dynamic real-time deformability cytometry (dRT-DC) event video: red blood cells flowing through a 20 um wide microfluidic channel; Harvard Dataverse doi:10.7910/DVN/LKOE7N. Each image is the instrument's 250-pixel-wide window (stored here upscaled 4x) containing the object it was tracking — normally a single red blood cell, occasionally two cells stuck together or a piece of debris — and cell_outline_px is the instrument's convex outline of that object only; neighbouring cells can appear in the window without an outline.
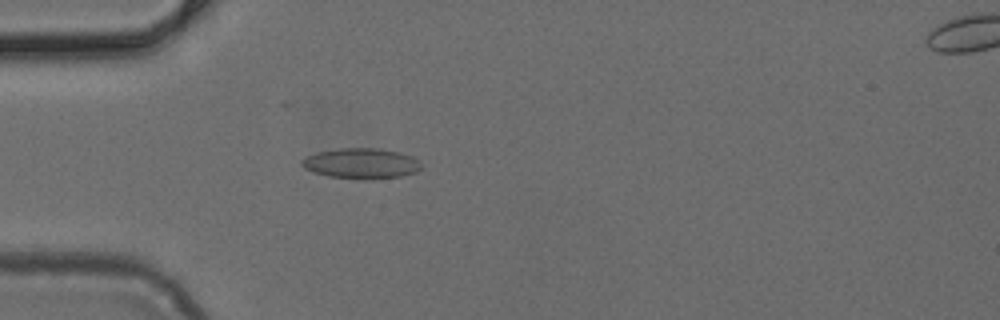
{"species": "common noctule bat (a hibernating species)", "species_latin": "Nyctalus noctula", "temperature_condition": "cold", "stored_images_in_passage": 48, "camera_frame_rate_fps": 3000, "um_per_image_px": 0.085, "animal": {"sex": "female", "body_mass_g": 24.6, "forearm_length_mm": 56.2}, "frame": {"image": 1, "passage_image": 13, "time_ms": 4.0, "image_size_px": [1000, 320], "cell_outline_px": [[420, 168], [416, 172], [400, 176], [328, 176], [304, 168], [300, 164], [300, 160], [316, 152], [340, 148], [380, 148], [400, 152], [412, 156], [420, 164]], "centroid_in_image_um": [30.67, 13.82], "position_along_channel_um": 54.3, "area_um2": 20.11}}
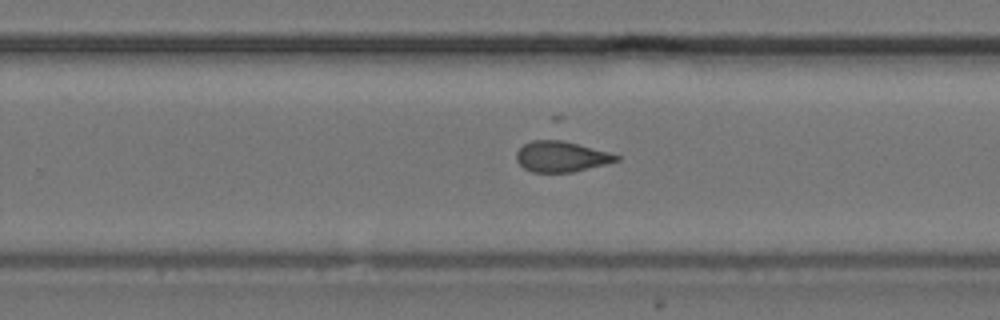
{"frame": {"image": 2, "passage_image": 30, "time_ms": 9.667, "image_size_px": [1000, 320], "cell_outline_px": [[620, 160], [572, 172], [532, 172], [524, 168], [516, 160], [516, 152], [524, 144], [532, 140], [552, 136], [608, 152], [620, 156]], "centroid_in_image_um": [47.66, 13.26], "position_along_channel_um": 282.1, "area_um2": 18.26}}
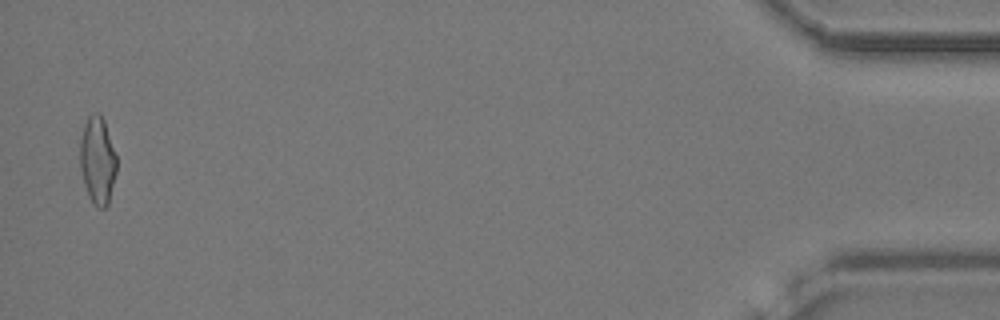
{"frame": {"image": 3, "passage_image": 47, "time_ms": 15.333, "image_size_px": [1000, 320], "cell_outline_px": [[116, 172], [108, 204], [104, 208], [96, 208], [88, 196], [84, 184], [80, 168], [80, 140], [84, 124], [88, 116], [92, 112], [100, 112], [104, 120], [116, 156]], "centroid_in_image_um": [8.28, 13.62], "position_along_channel_um": 426.9, "area_um2": 18.73}}